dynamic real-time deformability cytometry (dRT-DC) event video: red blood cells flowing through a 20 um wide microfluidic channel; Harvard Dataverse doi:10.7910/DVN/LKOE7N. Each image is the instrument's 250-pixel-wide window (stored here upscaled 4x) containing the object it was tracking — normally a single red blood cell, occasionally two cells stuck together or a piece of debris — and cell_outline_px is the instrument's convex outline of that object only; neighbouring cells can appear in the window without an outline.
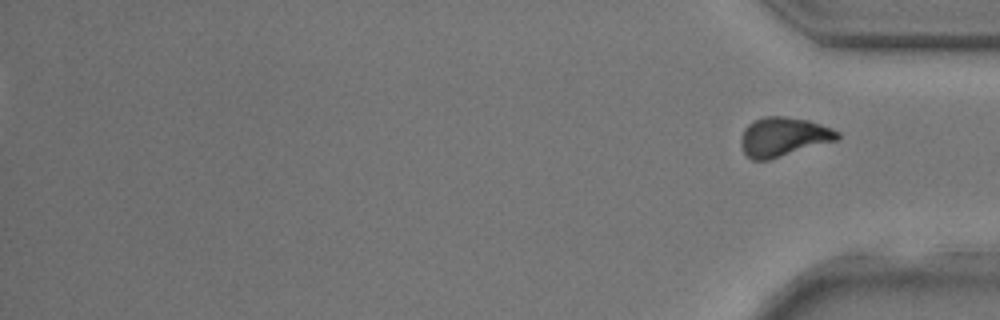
{"species": "common noctule bat (a hibernating species)", "species_latin": "Nyctalus noctula", "temperature_condition": "room temperature", "stored_images_in_passage": 39, "segment_of_instrument_passage": [2, 2], "camera_frame_rate_fps": 3000, "um_per_image_px": 0.085, "animal": {"sex": "male", "body_mass_g": 17.9, "forearm_length_mm": 54.2}, "frame": {"image": 1, "passage_image": 39, "time_ms": 12.667, "image_size_px": [1000, 320], "cell_outline_px": [[840, 136], [836, 140], [768, 160], [752, 160], [744, 152], [740, 144], [740, 136], [744, 128], [748, 124], [764, 116], [784, 116], [808, 120], [832, 128], [840, 132]], "centroid_in_image_um": [66.56, 11.62], "position_along_channel_um": 368.6, "area_um2": 21.91}}